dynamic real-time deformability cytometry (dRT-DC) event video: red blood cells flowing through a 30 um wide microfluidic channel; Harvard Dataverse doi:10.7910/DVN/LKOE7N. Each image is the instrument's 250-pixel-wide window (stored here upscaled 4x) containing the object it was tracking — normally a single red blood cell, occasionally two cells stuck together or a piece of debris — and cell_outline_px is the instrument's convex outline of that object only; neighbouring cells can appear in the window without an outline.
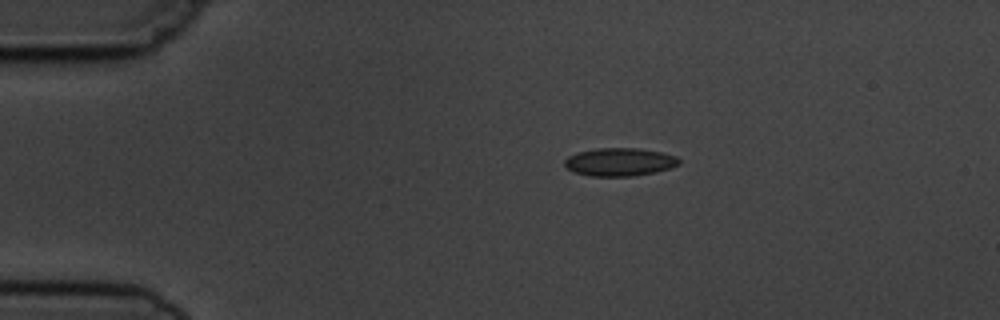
{"species": "common noctule bat (a hibernating species)", "species_latin": "Nyctalus noctula", "temperature_condition": "cold", "stored_images_in_passage": 7, "camera_frame_rate_fps": 3000, "um_per_image_px": 0.085, "animal": {"sex": "male", "body_mass_g": 19.5, "forearm_length_mm": 54.6}, "frame": {"image": 1, "passage_image": 2, "time_ms": 1.333, "image_size_px": [1000, 320], "cell_outline_px": [[680, 164], [656, 172], [632, 176], [588, 176], [572, 172], [564, 164], [564, 160], [568, 156], [576, 152], [596, 148], [636, 148], [660, 152], [676, 156], [680, 160]], "centroid_in_image_um": [52.63, 13.77], "position_along_channel_um": 32.4, "area_um2": 18.79}}
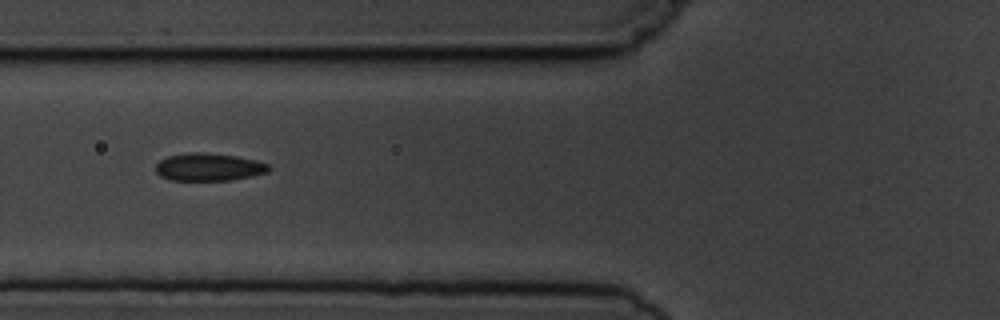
{"frame": {"image": 2, "passage_image": 5, "time_ms": 4.667, "image_size_px": [1000, 320], "cell_outline_px": [[272, 168], [268, 172], [252, 176], [232, 180], [168, 180], [160, 176], [156, 172], [156, 164], [160, 160], [168, 156], [188, 152], [204, 152], [236, 156], [256, 160], [268, 164]], "centroid_in_image_um": [17.75, 14.2], "position_along_channel_um": 108.1, "area_um2": 18.38}}
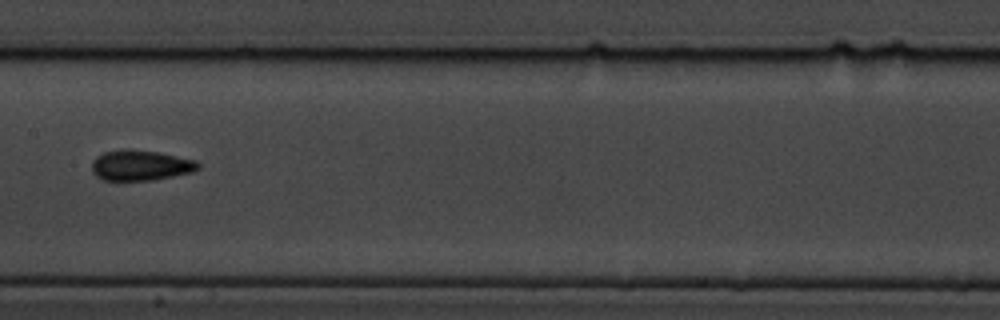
{"frame": {"image": 3, "passage_image": 7, "time_ms": 7.0, "image_size_px": [1000, 320], "cell_outline_px": [[200, 168], [192, 172], [152, 180], [104, 180], [96, 176], [92, 172], [92, 160], [96, 156], [104, 152], [124, 148], [132, 148], [156, 152], [196, 160], [200, 164]], "centroid_in_image_um": [11.92, 14.04], "position_along_channel_um": 195.5, "area_um2": 18.96}}